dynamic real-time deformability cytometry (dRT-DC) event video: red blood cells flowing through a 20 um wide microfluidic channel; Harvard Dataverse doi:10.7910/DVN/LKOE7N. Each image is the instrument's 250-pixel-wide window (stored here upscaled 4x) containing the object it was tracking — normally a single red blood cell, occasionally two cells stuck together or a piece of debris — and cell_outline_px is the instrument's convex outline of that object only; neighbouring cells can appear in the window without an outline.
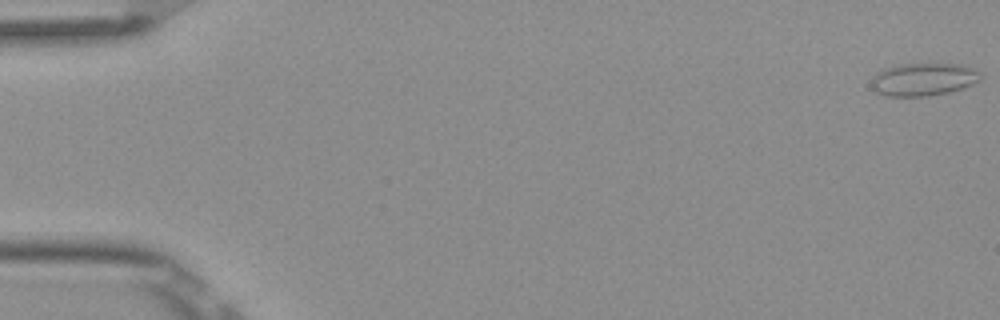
{"species": "Egyptian fruit bat (a non-hibernating species)", "species_latin": "Rousettus aegyptiacus", "temperature_condition": "room temperature", "stored_images_in_passage": 7, "camera_frame_rate_fps": 3000, "um_per_image_px": 0.085, "frame": {"image": 1, "passage_image": 1, "time_ms": 0.0, "image_size_px": [1000, 320], "cell_outline_px": [[980, 80], [972, 84], [948, 92], [928, 96], [888, 96], [876, 92], [872, 88], [872, 80], [876, 72], [884, 68], [900, 64], [928, 60], [964, 64], [980, 72]], "centroid_in_image_um": [78.5, 6.68], "position_along_channel_um": 6.5, "area_um2": 21.68}}
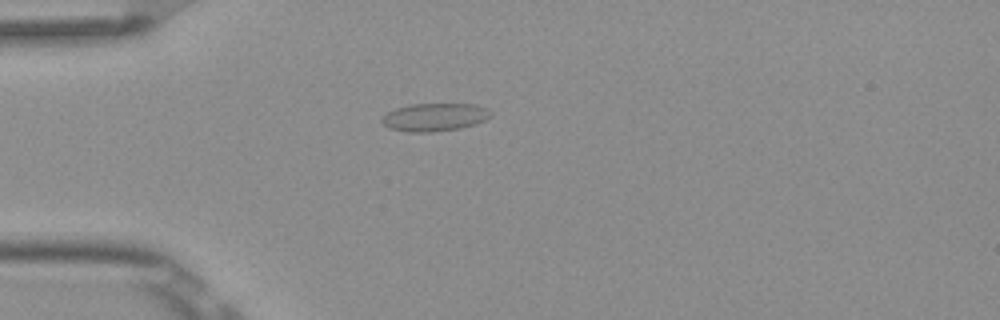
{"frame": {"image": 2, "passage_image": 5, "time_ms": 1.333, "image_size_px": [1000, 320], "cell_outline_px": [[492, 116], [476, 124], [460, 128], [432, 132], [408, 132], [388, 128], [380, 120], [388, 112], [396, 108], [408, 104], [476, 104], [492, 112]], "centroid_in_image_um": [36.94, 9.96], "position_along_channel_um": 48.1, "area_um2": 17.74}}
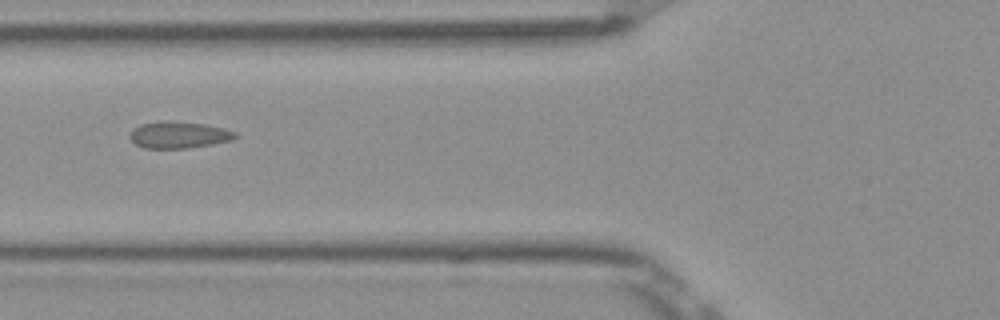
{"frame": {"image": 3, "passage_image": 7, "time_ms": 2.0, "image_size_px": [1000, 320], "cell_outline_px": [[240, 136], [232, 140], [212, 144], [188, 148], [144, 148], [136, 144], [128, 136], [132, 128], [140, 124], [164, 120], [204, 124], [224, 128], [236, 132]], "centroid_in_image_um": [15.2, 11.46], "position_along_channel_um": 110.6, "area_um2": 16.53}}